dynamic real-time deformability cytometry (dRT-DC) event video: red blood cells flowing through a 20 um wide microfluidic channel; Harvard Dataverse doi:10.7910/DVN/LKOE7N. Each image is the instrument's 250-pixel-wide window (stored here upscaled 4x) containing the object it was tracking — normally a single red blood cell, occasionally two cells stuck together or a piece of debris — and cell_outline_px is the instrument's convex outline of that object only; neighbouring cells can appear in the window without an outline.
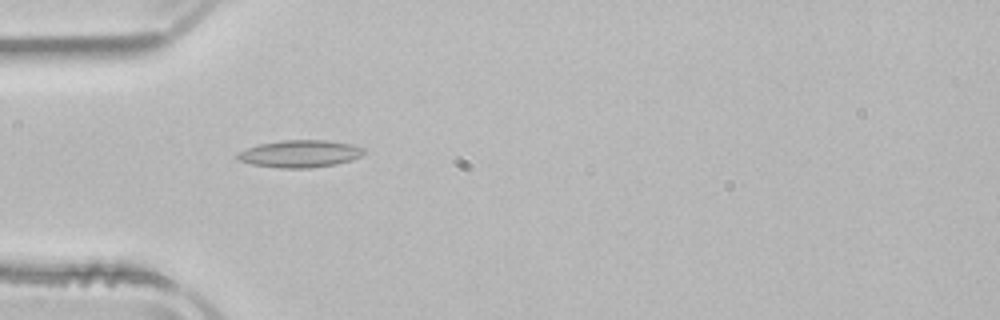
{"species": "common noctule bat (a hibernating species)", "species_latin": "Nyctalus noctula", "temperature_condition": "room temperature", "stored_images_in_passage": 52, "camera_frame_rate_fps": 3000, "um_per_image_px": 0.085, "animal": {"sex": "male", "body_mass_g": 21.5, "forearm_length_mm": 52.0}, "frame": {"image": 1, "passage_image": 16, "time_ms": 5.0, "image_size_px": [1000, 320], "cell_outline_px": [[364, 152], [360, 156], [336, 164], [308, 168], [280, 168], [252, 164], [240, 160], [236, 156], [236, 152], [244, 148], [260, 144], [280, 140], [328, 140], [348, 144], [364, 148]], "centroid_in_image_um": [25.43, 13.06], "position_along_channel_um": 59.6, "area_um2": 19.94}}
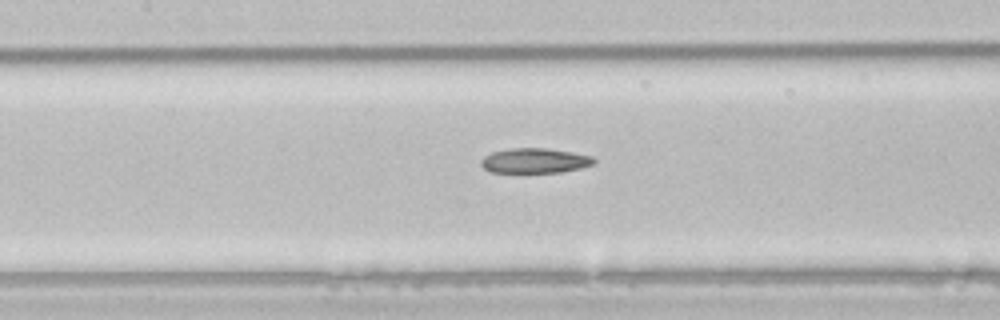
{"frame": {"image": 2, "passage_image": 24, "time_ms": 7.667, "image_size_px": [1000, 320], "cell_outline_px": [[596, 160], [592, 164], [580, 168], [560, 172], [492, 172], [484, 168], [480, 164], [480, 160], [484, 156], [492, 152], [508, 148], [548, 148], [572, 152], [592, 156]], "centroid_in_image_um": [45.43, 13.64], "position_along_channel_um": 162.0, "area_um2": 16.36}}
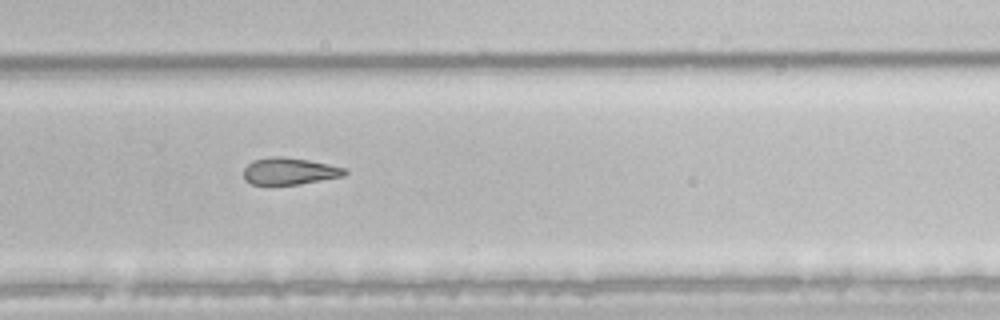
{"frame": {"image": 3, "passage_image": 35, "time_ms": 11.333, "image_size_px": [1000, 320], "cell_outline_px": [[348, 172], [344, 176], [300, 184], [252, 184], [244, 180], [244, 168], [252, 160], [272, 156], [280, 156], [308, 160], [348, 168]], "centroid_in_image_um": [24.62, 14.54], "position_along_channel_um": 305.2, "area_um2": 15.9}}